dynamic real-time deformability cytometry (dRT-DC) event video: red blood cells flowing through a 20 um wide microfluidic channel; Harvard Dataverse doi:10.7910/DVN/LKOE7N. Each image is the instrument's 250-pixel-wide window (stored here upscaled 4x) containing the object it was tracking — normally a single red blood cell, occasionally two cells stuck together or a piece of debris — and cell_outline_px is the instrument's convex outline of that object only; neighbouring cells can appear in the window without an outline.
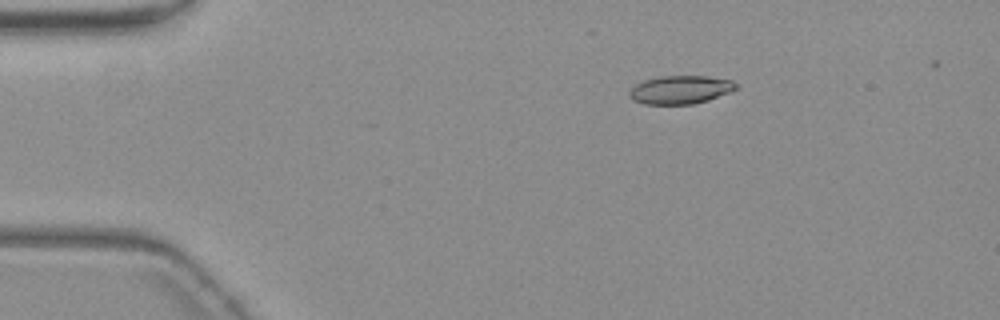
{"species": "common noctule bat (a hibernating species)", "species_latin": "Nyctalus noctula", "temperature_condition": "warm", "stored_images_in_passage": 47, "camera_frame_rate_fps": 3000, "um_per_image_px": 0.085, "animal": {"sex": "female", "body_mass_g": 19.3, "forearm_length_mm": 54.1}, "frame": {"image": 1, "passage_image": 1, "time_ms": 0.0, "image_size_px": [1000, 320], "cell_outline_px": [[740, 88], [732, 92], [708, 100], [692, 104], [644, 104], [632, 100], [628, 96], [628, 92], [636, 84], [644, 80], [660, 76], [708, 76], [732, 80]], "centroid_in_image_um": [57.85, 7.63], "position_along_channel_um": 27.1, "area_um2": 17.8}}
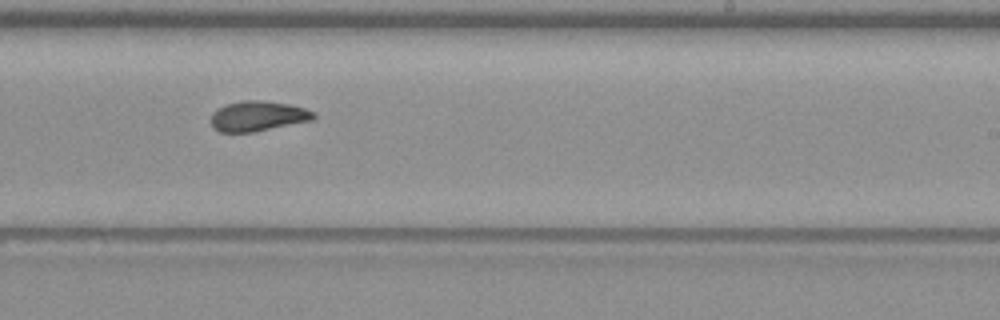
{"frame": {"image": 2, "passage_image": 26, "time_ms": 8.333, "image_size_px": [1000, 320], "cell_outline_px": [[316, 116], [312, 120], [252, 132], [220, 132], [212, 128], [212, 112], [216, 108], [224, 104], [244, 100], [264, 100], [288, 104], [304, 108], [316, 112]], "centroid_in_image_um": [21.89, 9.85], "position_along_channel_um": 267.1, "area_um2": 18.09}}
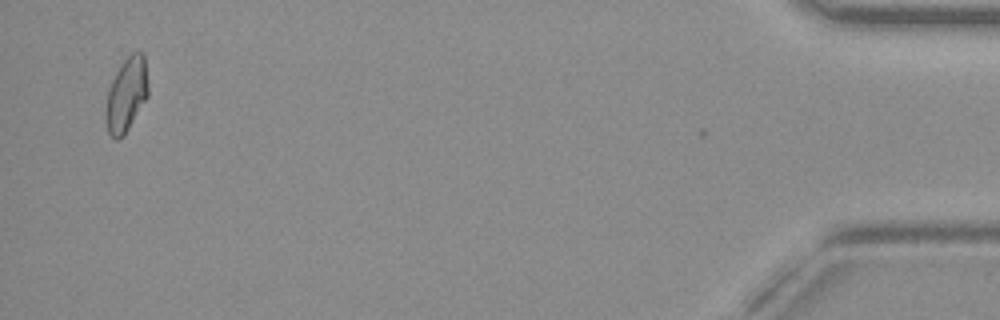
{"frame": {"image": 3, "passage_image": 46, "time_ms": 15.0, "image_size_px": [1000, 320], "cell_outline_px": [[148, 96], [124, 136], [116, 140], [108, 132], [104, 120], [104, 112], [108, 88], [120, 48], [144, 52], [148, 84]], "centroid_in_image_um": [10.69, 7.82], "position_along_channel_um": 424.5, "area_um2": 20.17}, "authors_computed_cell_mechanics": {"area_um2": 18.0914, "velocity_mm_per_s": 3.6787, "shape_relaxation_time_tau1_ms": 7.4006, "shape_relaxation_time_tau2_ms": 2.2402, "deformation_change_tau1": 0.182, "deformation_change_tau2": 0.0844}}